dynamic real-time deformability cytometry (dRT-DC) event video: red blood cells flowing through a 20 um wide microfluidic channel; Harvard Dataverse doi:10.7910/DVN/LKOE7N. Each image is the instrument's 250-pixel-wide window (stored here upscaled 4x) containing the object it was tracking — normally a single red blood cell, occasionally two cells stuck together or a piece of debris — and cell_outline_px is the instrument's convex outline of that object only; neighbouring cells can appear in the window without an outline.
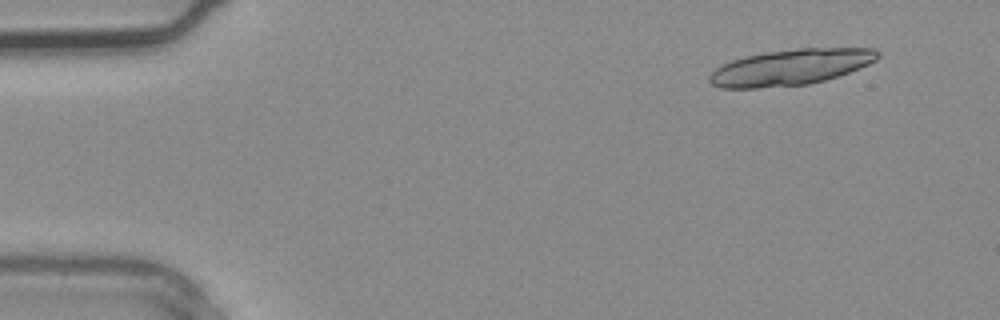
{"species": "common noctule bat (a hibernating species)", "species_latin": "Nyctalus noctula", "temperature_condition": "warm", "stored_images_in_passage": 3, "camera_frame_rate_fps": 3000, "um_per_image_px": 0.085, "animal": {"sex": "male", "body_mass_g": 20.4}, "frame": {"image": 1, "passage_image": 1, "time_ms": 0.0, "image_size_px": [1000, 320], "cell_outline_px": [[880, 56], [876, 60], [860, 68], [824, 80], [808, 84], [756, 88], [720, 88], [712, 84], [708, 80], [708, 76], [716, 68], [732, 60], [744, 56], [764, 52], [796, 48], [872, 48], [880, 52]], "centroid_in_image_um": [67.19, 5.7], "position_along_channel_um": 17.8, "area_um2": 35.14}}